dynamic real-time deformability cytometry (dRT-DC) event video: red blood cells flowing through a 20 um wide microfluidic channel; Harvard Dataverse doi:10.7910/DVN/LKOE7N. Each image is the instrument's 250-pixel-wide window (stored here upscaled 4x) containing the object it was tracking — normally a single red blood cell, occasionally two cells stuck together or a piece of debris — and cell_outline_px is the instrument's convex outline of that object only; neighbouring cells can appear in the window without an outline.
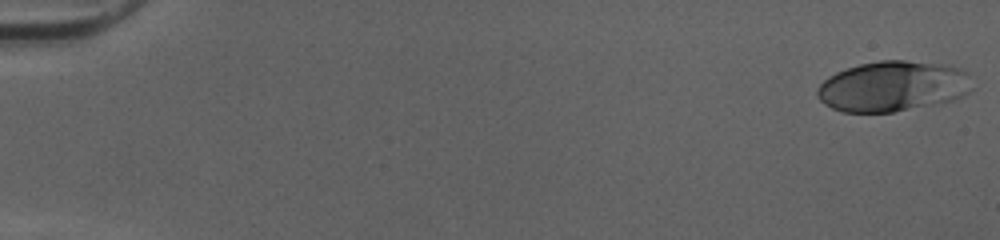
{"species": "human", "species_latin": "Homo sapiens", "temperature_condition": "cold", "stored_images_in_passage": 51, "camera_frame_rate_fps": 3000, "um_per_image_px": 0.085, "donor": {"sex": "female"}, "frame": {"image": 1, "passage_image": 1, "time_ms": 0.0, "image_size_px": [1000, 240], "cell_outline_px": [[972, 88], [968, 92], [956, 100], [892, 112], [840, 112], [824, 104], [816, 96], [816, 88], [828, 76], [836, 72], [860, 64], [880, 60], [904, 60], [940, 64], [960, 68], [968, 72]], "centroid_in_image_um": [75.87, 7.34], "position_along_channel_um": 9.1, "area_um2": 45.72}}
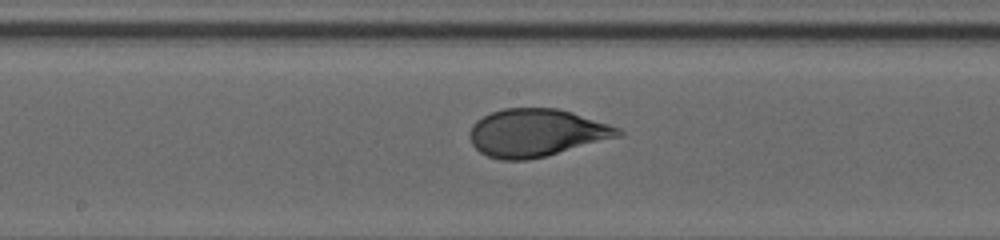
{"frame": {"image": 2, "passage_image": 28, "time_ms": 9.0, "image_size_px": [1000, 240], "cell_outline_px": [[624, 136], [528, 160], [500, 160], [488, 156], [480, 152], [472, 144], [468, 136], [468, 132], [472, 124], [476, 120], [492, 112], [504, 108], [556, 108], [572, 112], [620, 128], [624, 132]], "centroid_in_image_um": [45.58, 11.29], "position_along_channel_um": 202.6, "area_um2": 41.38}}
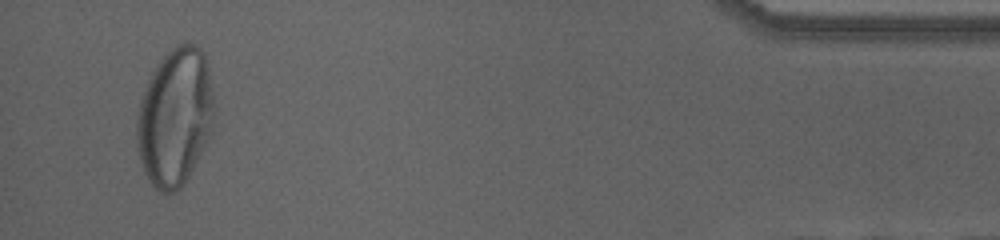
{"frame": {"image": 3, "passage_image": 49, "time_ms": 16.0, "image_size_px": [1000, 240], "cell_outline_px": [[216, 108], [208, 140], [188, 176], [180, 188], [176, 192], [160, 192], [148, 180], [144, 172], [140, 160], [136, 140], [136, 120], [140, 100], [144, 88], [152, 72], [160, 60], [176, 44], [184, 40], [188, 40], [196, 44], [204, 52], [208, 64]], "centroid_in_image_um": [14.89, 9.9], "position_along_channel_um": 420.3, "area_um2": 62.77}, "authors_computed_cell_mechanics": {"area_um2": 43.0032, "velocity_mm_per_s": 4.0444, "shape_relaxation_time_tau1_ms": 3.8406, "shape_relaxation_time_tau2_ms": null, "deformation_change_tau1": 0.1947, "deformation_change_tau2": null}}